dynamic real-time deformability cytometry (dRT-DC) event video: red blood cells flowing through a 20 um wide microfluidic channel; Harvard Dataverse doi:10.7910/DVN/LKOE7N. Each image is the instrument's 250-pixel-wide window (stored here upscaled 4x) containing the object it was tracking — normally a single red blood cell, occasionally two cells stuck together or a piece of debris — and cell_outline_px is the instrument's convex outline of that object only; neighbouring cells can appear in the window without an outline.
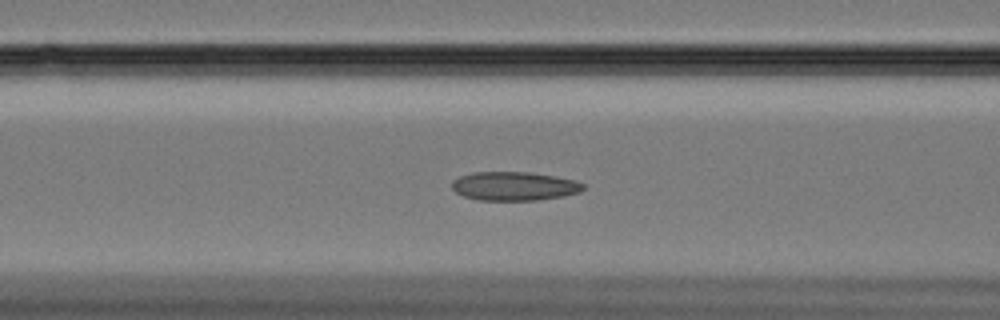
{"species": "Egyptian fruit bat (a non-hibernating species)", "species_latin": "Rousettus aegyptiacus", "temperature_condition": "cold", "stored_images_in_passage": 60, "camera_frame_rate_fps": 3000, "um_per_image_px": 0.085, "animal": {"sex": "female"}, "frame": {"image": 1, "passage_image": 24, "time_ms": 7.667, "image_size_px": [1000, 320], "cell_outline_px": [[584, 188], [580, 192], [564, 196], [536, 200], [480, 200], [464, 196], [456, 192], [452, 188], [452, 180], [460, 176], [472, 172], [532, 172], [556, 176], [576, 180], [584, 184]], "centroid_in_image_um": [43.73, 15.81], "position_along_channel_um": 122.9, "area_um2": 22.14}}
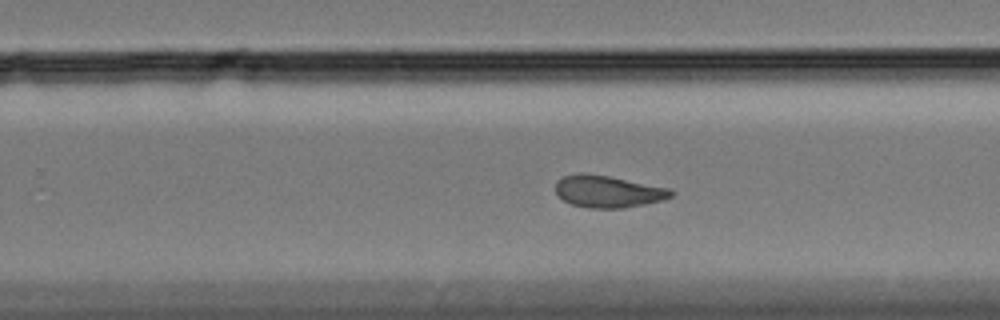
{"frame": {"image": 2, "passage_image": 38, "time_ms": 12.333, "image_size_px": [1000, 320], "cell_outline_px": [[676, 192], [672, 196], [664, 200], [644, 204], [620, 208], [588, 208], [572, 204], [564, 200], [556, 192], [556, 180], [564, 176], [576, 172], [584, 172], [608, 176], [672, 188]], "centroid_in_image_um": [51.71, 16.26], "position_along_channel_um": 278.1, "area_um2": 21.73}}
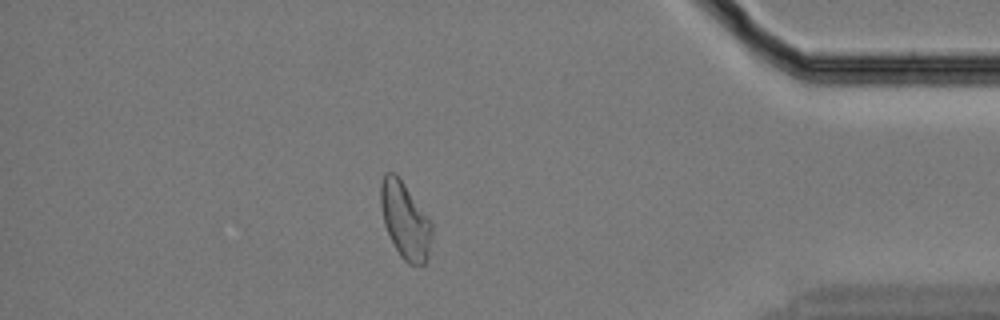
{"frame": {"image": 3, "passage_image": 52, "time_ms": 17.0, "image_size_px": [1000, 320], "cell_outline_px": [[432, 236], [428, 260], [424, 264], [408, 264], [400, 256], [384, 224], [380, 204], [380, 184], [384, 172], [396, 172], [428, 216], [432, 224]], "centroid_in_image_um": [34.44, 18.71], "position_along_channel_um": 400.8, "area_um2": 22.95}, "authors_computed_cell_mechanics": {"area_um2": 22.7154, "velocity_mm_per_s": 3.3395, "shape_relaxation_time_tau1_ms": null, "shape_relaxation_time_tau2_ms": 2.9355, "deformation_change_tau1": null, "deformation_change_tau2": 0.0759}}